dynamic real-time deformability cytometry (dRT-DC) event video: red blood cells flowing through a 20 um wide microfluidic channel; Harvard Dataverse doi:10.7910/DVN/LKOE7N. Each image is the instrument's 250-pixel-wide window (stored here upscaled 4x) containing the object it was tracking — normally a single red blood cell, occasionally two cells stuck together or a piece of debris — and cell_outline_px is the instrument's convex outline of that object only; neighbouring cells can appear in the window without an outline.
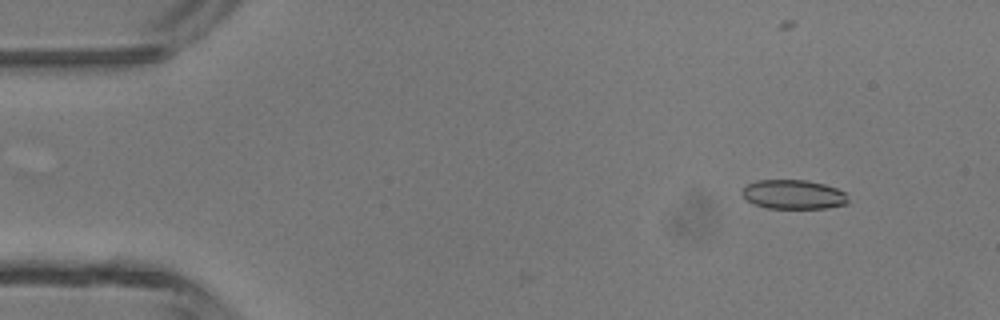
{"species": "common noctule bat (a hibernating species)", "species_latin": "Nyctalus noctula", "temperature_condition": "room temperature", "stored_images_in_passage": 43, "camera_frame_rate_fps": 3000, "um_per_image_px": 0.085, "animal": {"sex": "male", "body_mass_g": 13.3}, "frame": {"image": 1, "passage_image": 5, "time_ms": 1.333, "image_size_px": [1000, 320], "cell_outline_px": [[848, 204], [828, 208], [768, 208], [752, 204], [740, 192], [744, 184], [756, 180], [808, 180], [824, 184], [836, 188], [844, 192], [848, 196]], "centroid_in_image_um": [67.42, 16.52], "position_along_channel_um": 17.6, "area_um2": 18.32}}
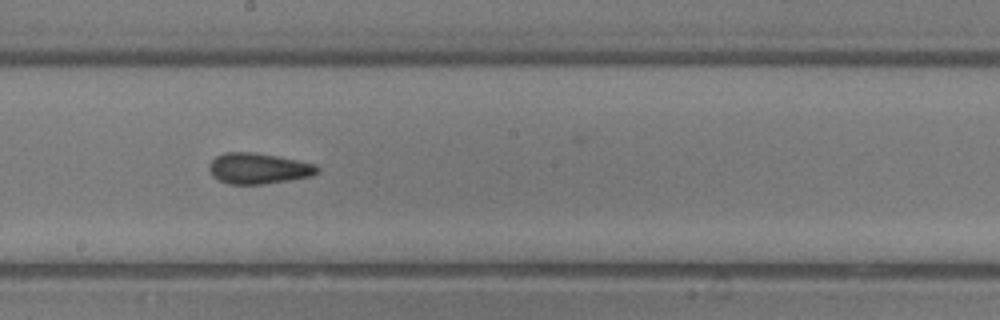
{"frame": {"image": 2, "passage_image": 26, "time_ms": 8.333, "image_size_px": [1000, 320], "cell_outline_px": [[320, 172], [312, 176], [264, 184], [228, 184], [212, 176], [208, 168], [208, 164], [216, 156], [224, 152], [252, 152], [276, 156], [316, 164], [320, 168]], "centroid_in_image_um": [21.96, 14.32], "position_along_channel_um": 226.2, "area_um2": 19.48}}
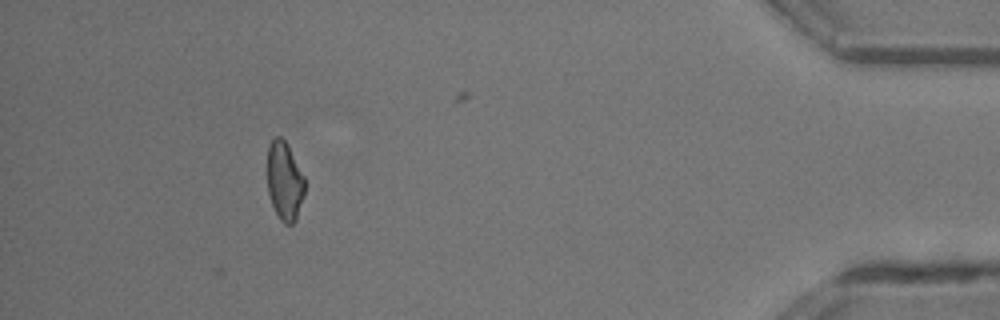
{"frame": {"image": 3, "passage_image": 43, "time_ms": 14.0, "image_size_px": [1000, 320], "cell_outline_px": [[304, 196], [296, 220], [292, 224], [284, 224], [280, 220], [272, 204], [268, 192], [268, 148], [272, 140], [276, 136], [280, 136], [288, 144], [304, 176]], "centroid_in_image_um": [24.2, 15.4], "position_along_channel_um": 411.0, "area_um2": 17.11}, "authors_computed_cell_mechanics": {"area_um2": 18.9584, "velocity_mm_per_s": 4.3778, "shape_relaxation_time_tau1_ms": 8.0609, "shape_relaxation_time_tau2_ms": 3.5641, "deformation_change_tau1": 0.1336, "deformation_change_tau2": 0.1172}}